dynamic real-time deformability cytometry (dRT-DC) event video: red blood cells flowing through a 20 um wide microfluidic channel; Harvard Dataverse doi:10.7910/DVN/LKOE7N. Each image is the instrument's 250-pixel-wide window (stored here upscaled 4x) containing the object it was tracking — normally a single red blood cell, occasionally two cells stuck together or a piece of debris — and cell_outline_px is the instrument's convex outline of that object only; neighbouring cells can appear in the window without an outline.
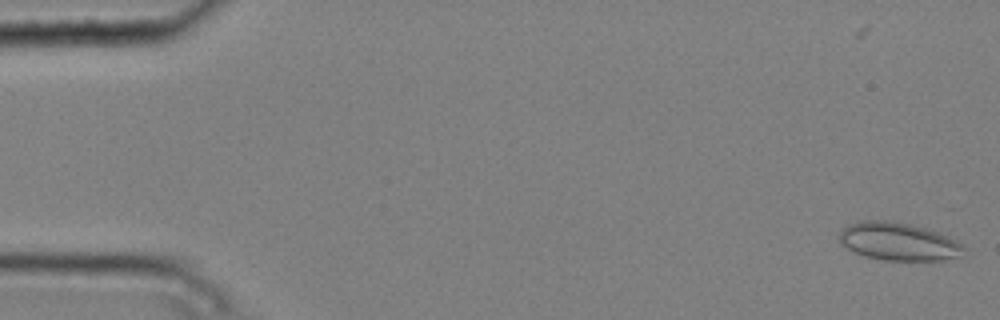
{"species": "common noctule bat (a hibernating species)", "species_latin": "Nyctalus noctula", "temperature_condition": "cold", "stored_images_in_passage": 5, "camera_frame_rate_fps": 3000, "um_per_image_px": 0.085, "animal": {"sex": "male", "body_mass_g": 20.4}, "frame": {"image": 1, "passage_image": 2, "time_ms": 0.333, "image_size_px": [1000, 320], "cell_outline_px": [[968, 248], [960, 256], [944, 260], [884, 260], [864, 256], [840, 244], [836, 236], [848, 224], [856, 220], [888, 220], [908, 224], [924, 228], [948, 236], [956, 240]], "centroid_in_image_um": [76.34, 20.52], "position_along_channel_um": 8.7, "area_um2": 27.69}}